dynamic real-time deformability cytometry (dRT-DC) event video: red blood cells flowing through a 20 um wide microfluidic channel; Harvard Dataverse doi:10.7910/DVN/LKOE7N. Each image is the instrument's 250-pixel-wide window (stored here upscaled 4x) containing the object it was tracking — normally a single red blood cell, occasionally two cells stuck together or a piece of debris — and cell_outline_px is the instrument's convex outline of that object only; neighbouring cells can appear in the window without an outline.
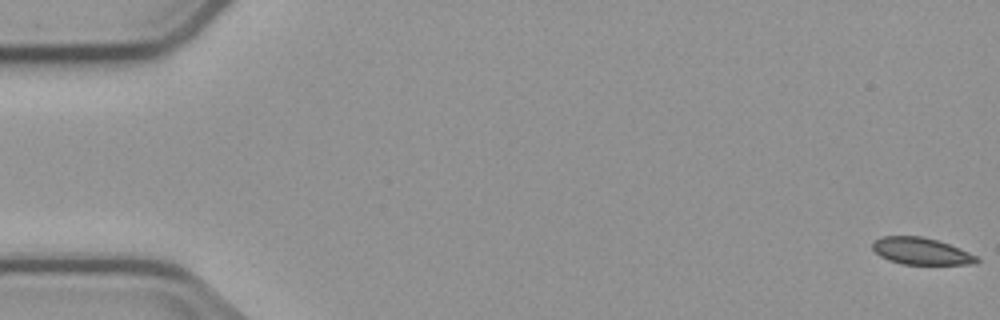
{"species": "common noctule bat (a hibernating species)", "species_latin": "Nyctalus noctula", "temperature_condition": "cold", "stored_images_in_passage": 8, "camera_frame_rate_fps": 3000, "um_per_image_px": 0.085, "animal": {"sex": "male", "body_mass_g": 23.1, "forearm_length_mm": 52.7}, "frame": {"image": 1, "passage_image": 1, "time_ms": 0.0, "image_size_px": [1000, 320], "cell_outline_px": [[980, 260], [976, 264], [904, 264], [888, 260], [880, 256], [872, 248], [872, 240], [880, 236], [924, 236], [960, 248], [976, 256]], "centroid_in_image_um": [78.26, 21.34], "position_along_channel_um": 6.7, "area_um2": 16.36}}
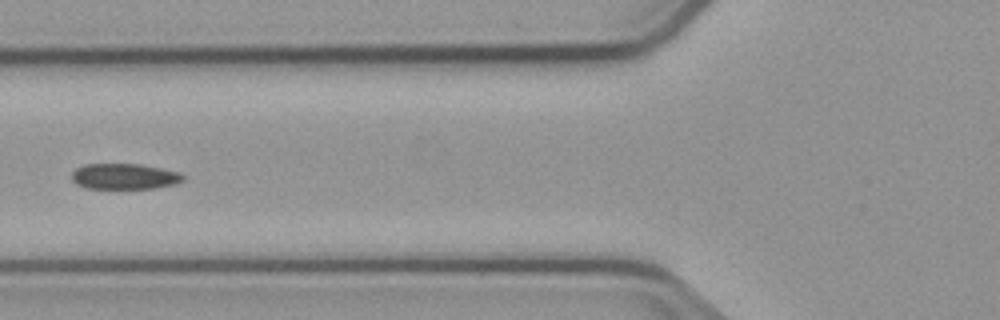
{"frame": {"image": 2, "passage_image": 7, "time_ms": 7.0, "image_size_px": [1000, 320], "cell_outline_px": [[184, 180], [176, 184], [156, 188], [84, 188], [76, 184], [72, 180], [72, 172], [76, 168], [84, 164], [140, 164], [180, 172], [184, 176]], "centroid_in_image_um": [10.57, 14.99], "position_along_channel_um": 115.2, "area_um2": 16.76}}
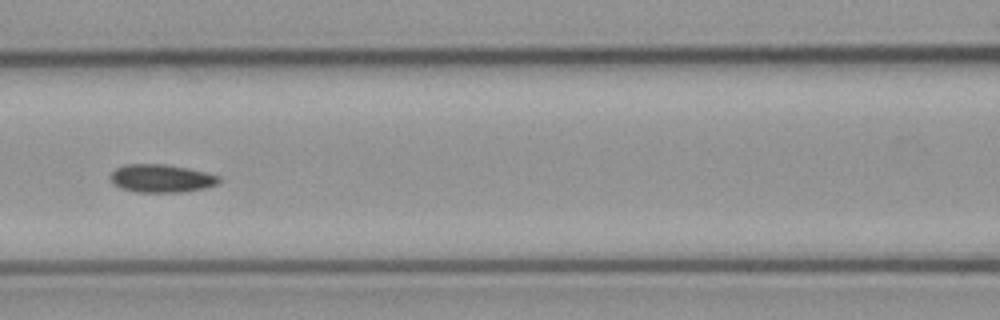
{"frame": {"image": 3, "passage_image": 8, "time_ms": 8.0, "image_size_px": [1000, 320], "cell_outline_px": [[220, 180], [216, 184], [204, 188], [180, 192], [136, 192], [120, 188], [108, 176], [116, 168], [124, 164], [164, 164], [188, 168], [220, 176]], "centroid_in_image_um": [13.69, 15.16], "position_along_channel_um": 152.9, "area_um2": 17.63}}